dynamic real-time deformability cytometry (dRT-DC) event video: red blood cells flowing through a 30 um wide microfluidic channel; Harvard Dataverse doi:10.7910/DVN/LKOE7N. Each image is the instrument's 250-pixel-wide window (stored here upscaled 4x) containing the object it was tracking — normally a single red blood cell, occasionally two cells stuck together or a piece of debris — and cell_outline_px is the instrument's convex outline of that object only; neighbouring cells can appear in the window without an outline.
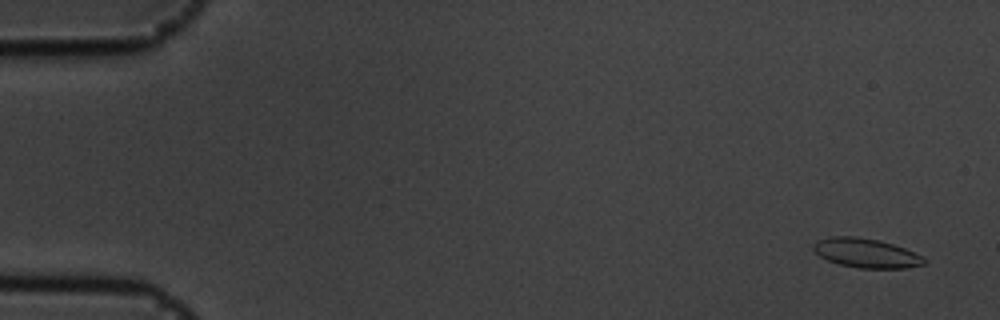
{"species": "common noctule bat (a hibernating species)", "species_latin": "Nyctalus noctula", "temperature_condition": "cold", "stored_images_in_passage": 57, "camera_frame_rate_fps": 3000, "um_per_image_px": 0.085, "animal": {"sex": "male", "body_mass_g": 19.5, "forearm_length_mm": 54.6}, "frame": {"image": 1, "passage_image": 3, "time_ms": 0.667, "image_size_px": [1000, 320], "cell_outline_px": [[924, 264], [904, 268], [860, 268], [840, 264], [828, 260], [820, 256], [812, 248], [812, 244], [816, 240], [832, 236], [856, 236], [880, 240], [904, 248], [920, 256], [924, 260]], "centroid_in_image_um": [73.55, 21.49], "position_along_channel_um": 11.4, "area_um2": 18.67}}
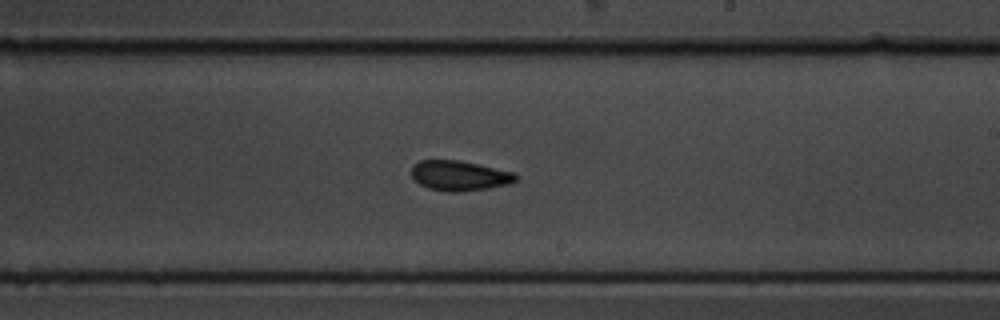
{"frame": {"image": 2, "passage_image": 34, "time_ms": 11.0, "image_size_px": [1000, 320], "cell_outline_px": [[516, 180], [508, 184], [488, 188], [456, 192], [448, 192], [428, 188], [420, 184], [412, 176], [412, 168], [420, 160], [460, 160], [516, 172]], "centroid_in_image_um": [39.08, 14.92], "position_along_channel_um": 249.9, "area_um2": 18.15}}
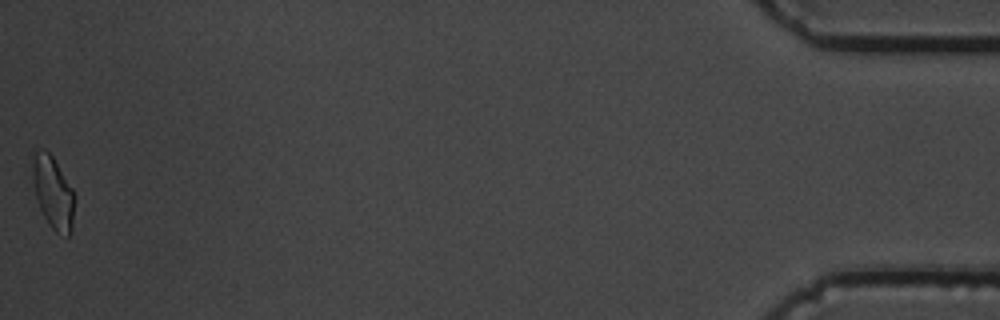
{"frame": {"image": 3, "passage_image": 57, "time_ms": 18.667, "image_size_px": [1000, 320], "cell_outline_px": [[76, 196], [72, 232], [68, 236], [56, 232], [48, 224], [40, 208], [36, 196], [32, 176], [32, 164], [36, 152], [40, 148], [44, 148], [52, 156], [72, 188]], "centroid_in_image_um": [4.54, 16.4], "position_along_channel_um": 430.7, "area_um2": 17.74}, "authors_computed_cell_mechanics": {"area_um2": 18.496, "velocity_mm_per_s": 3.5566, "shape_relaxation_time_tau1_ms": 2.6393, "shape_relaxation_time_tau2_ms": 2.6948, "deformation_change_tau1": 0.093, "deformation_change_tau2": 0.0854}}